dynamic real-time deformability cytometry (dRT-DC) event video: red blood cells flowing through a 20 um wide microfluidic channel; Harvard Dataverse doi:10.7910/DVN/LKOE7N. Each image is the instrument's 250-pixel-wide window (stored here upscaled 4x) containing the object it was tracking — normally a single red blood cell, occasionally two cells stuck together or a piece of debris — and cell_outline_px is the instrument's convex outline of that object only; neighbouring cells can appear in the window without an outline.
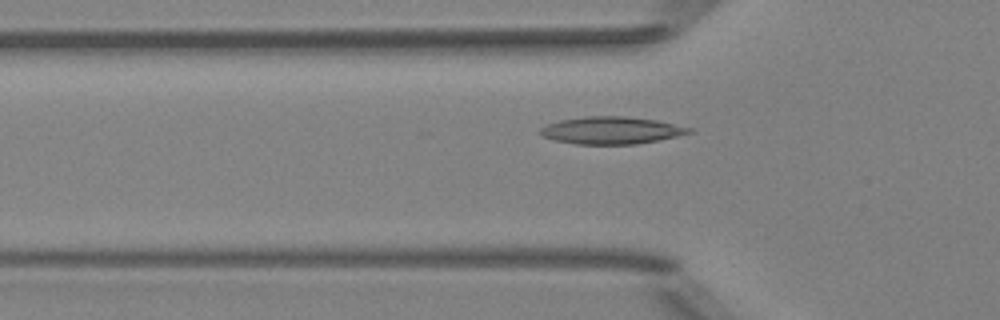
{"species": "Egyptian fruit bat (a non-hibernating species)", "species_latin": "Rousettus aegyptiacus", "temperature_condition": "room temperature", "stored_images_in_passage": 51, "camera_frame_rate_fps": 3000, "um_per_image_px": 0.085, "animal": {"sex": "female"}, "frame": {"image": 1, "passage_image": 17, "time_ms": 5.333, "image_size_px": [1000, 320], "cell_outline_px": [[692, 132], [676, 136], [636, 144], [576, 144], [556, 140], [544, 136], [540, 132], [540, 128], [548, 124], [560, 120], [584, 116], [624, 116], [656, 120], [692, 128]], "centroid_in_image_um": [51.96, 11.07], "position_along_channel_um": 73.8, "area_um2": 23.35}}
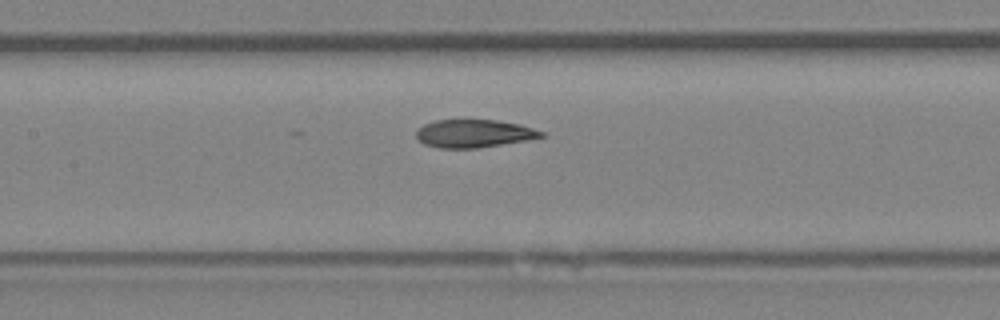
{"frame": {"image": 2, "passage_image": 24, "time_ms": 7.667, "image_size_px": [1000, 320], "cell_outline_px": [[544, 136], [528, 140], [476, 148], [440, 148], [424, 144], [416, 136], [416, 128], [424, 124], [436, 120], [496, 120], [520, 124], [544, 132]], "centroid_in_image_um": [40.26, 11.34], "position_along_channel_um": 167.1, "area_um2": 20.29}}
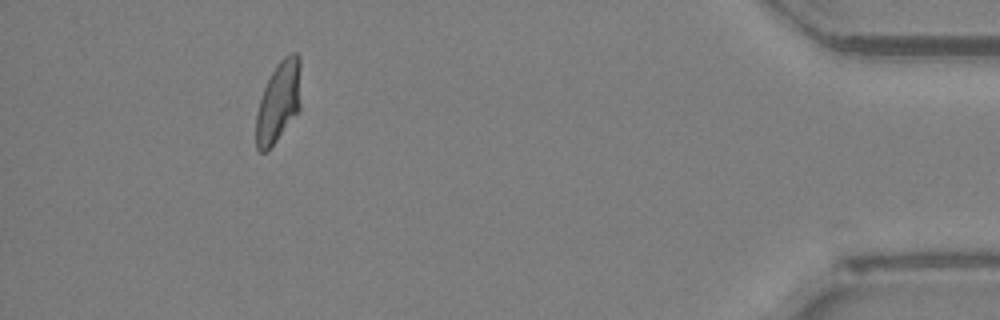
{"frame": {"image": 3, "passage_image": 47, "time_ms": 15.333, "image_size_px": [1000, 320], "cell_outline_px": [[300, 112], [276, 140], [264, 152], [260, 152], [256, 148], [256, 112], [264, 88], [276, 64], [284, 56], [292, 52], [296, 52], [300, 56]], "centroid_in_image_um": [23.7, 8.63], "position_along_channel_um": 411.5, "area_um2": 21.21}, "authors_computed_cell_mechanics": {"area_um2": 21.5016, "velocity_mm_per_s": 3.9868, "shape_relaxation_time_tau1_ms": 5.5662, "shape_relaxation_time_tau2_ms": 2.2711, "deformation_change_tau1": 0.1789, "deformation_change_tau2": 0.0798}}